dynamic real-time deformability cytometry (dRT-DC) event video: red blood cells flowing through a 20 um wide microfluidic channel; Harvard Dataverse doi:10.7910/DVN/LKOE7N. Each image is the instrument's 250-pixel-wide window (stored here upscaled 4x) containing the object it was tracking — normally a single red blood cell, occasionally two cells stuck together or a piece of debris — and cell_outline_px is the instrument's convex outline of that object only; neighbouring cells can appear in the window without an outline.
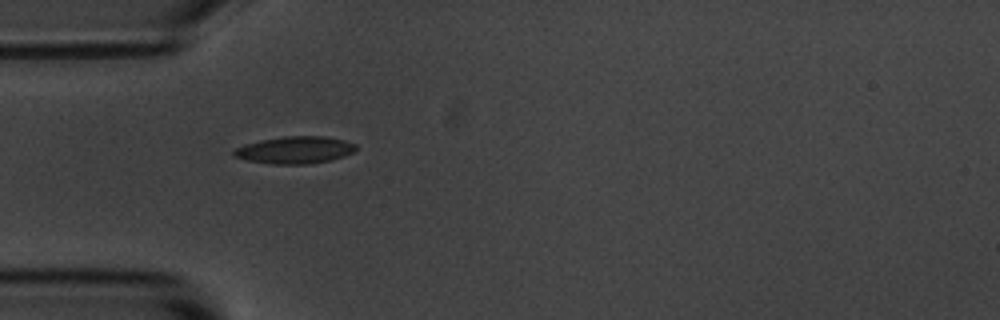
{"species": "common noctule bat (a hibernating species)", "species_latin": "Nyctalus noctula", "temperature_condition": "room temperature", "stored_images_in_passage": 2, "camera_frame_rate_fps": 3000, "um_per_image_px": 0.085, "animal": {"sex": "male", "body_mass_g": 20.1, "forearm_length_mm": 53.5}, "frame": {"image": 1, "passage_image": 1, "time_ms": 0.0, "image_size_px": [1000, 320], "cell_outline_px": [[356, 148], [352, 152], [344, 156], [328, 160], [308, 164], [272, 164], [248, 160], [232, 156], [232, 152], [236, 148], [244, 144], [260, 140], [284, 136], [324, 136], [344, 140], [356, 144]], "centroid_in_image_um": [25.04, 12.74], "position_along_channel_um": 60.0, "area_um2": 19.25}}